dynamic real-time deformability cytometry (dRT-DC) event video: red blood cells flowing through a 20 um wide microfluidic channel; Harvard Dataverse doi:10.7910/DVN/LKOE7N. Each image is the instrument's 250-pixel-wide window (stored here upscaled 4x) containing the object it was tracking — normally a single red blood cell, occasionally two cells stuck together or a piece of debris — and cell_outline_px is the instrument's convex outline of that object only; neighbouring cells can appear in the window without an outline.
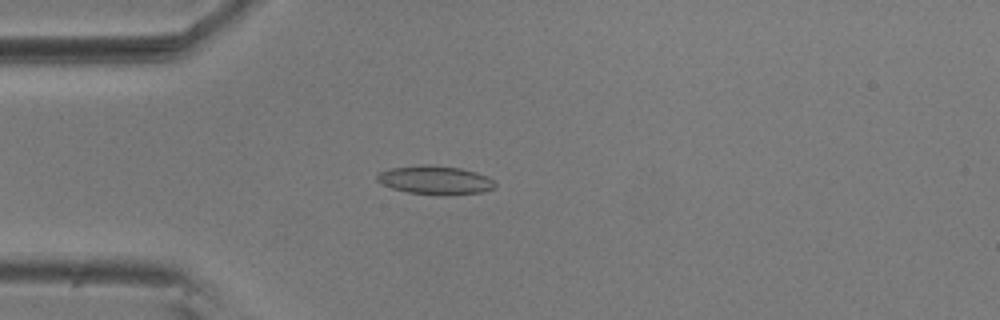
{"species": "common noctule bat (a hibernating species)", "species_latin": "Nyctalus noctula", "temperature_condition": "room temperature", "stored_images_in_passage": 46, "camera_frame_rate_fps": 3000, "um_per_image_px": 0.085, "animal": {"sex": "male", "body_mass_g": 20.5, "forearm_length_mm": 52.5}, "frame": {"image": 1, "passage_image": 6, "time_ms": 1.667, "image_size_px": [1000, 320], "cell_outline_px": [[496, 184], [492, 188], [484, 192], [448, 196], [436, 196], [408, 192], [392, 188], [380, 184], [376, 180], [376, 176], [380, 172], [388, 168], [420, 164], [428, 164], [460, 168], [476, 172], [488, 176]], "centroid_in_image_um": [36.97, 15.32], "position_along_channel_um": 48.0, "area_um2": 20.17}}
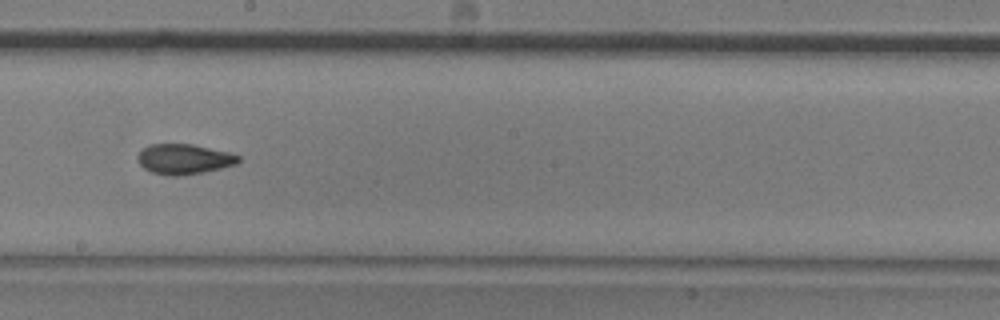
{"frame": {"image": 2, "passage_image": 22, "time_ms": 7.0, "image_size_px": [1000, 320], "cell_outline_px": [[240, 160], [236, 164], [204, 172], [176, 176], [168, 176], [152, 172], [144, 168], [140, 164], [136, 156], [148, 144], [192, 144], [228, 152], [240, 156]], "centroid_in_image_um": [15.62, 13.52], "position_along_channel_um": 232.6, "area_um2": 17.63}}
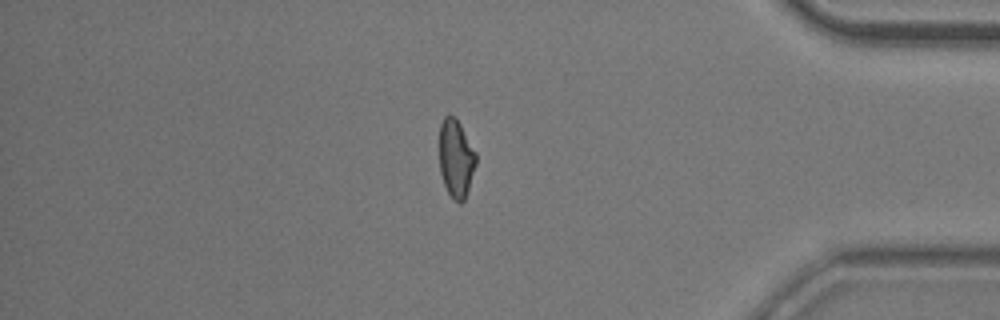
{"frame": {"image": 3, "passage_image": 38, "time_ms": 12.333, "image_size_px": [1000, 320], "cell_outline_px": [[476, 164], [464, 200], [460, 204], [448, 192], [444, 184], [440, 172], [440, 124], [444, 116], [448, 112], [456, 116], [476, 152]], "centroid_in_image_um": [38.75, 13.39], "position_along_channel_um": 396.4, "area_um2": 16.65}, "authors_computed_cell_mechanics": {"area_um2": 17.4845, "velocity_mm_per_s": 3.6741, "shape_relaxation_time_tau1_ms": 6.5532, "shape_relaxation_time_tau2_ms": 2.6628, "deformation_change_tau1": 0.172, "deformation_change_tau2": 0.0926}}